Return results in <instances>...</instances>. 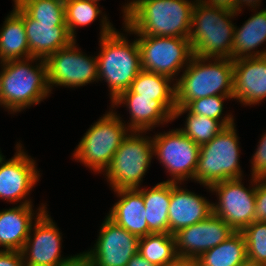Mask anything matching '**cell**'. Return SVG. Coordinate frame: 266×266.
I'll return each mask as SVG.
<instances>
[{
	"instance_id": "6da1fadb",
	"label": "cell",
	"mask_w": 266,
	"mask_h": 266,
	"mask_svg": "<svg viewBox=\"0 0 266 266\" xmlns=\"http://www.w3.org/2000/svg\"><path fill=\"white\" fill-rule=\"evenodd\" d=\"M196 0H131L123 6V28L135 35L189 38Z\"/></svg>"
},
{
	"instance_id": "7a4b0ae2",
	"label": "cell",
	"mask_w": 266,
	"mask_h": 266,
	"mask_svg": "<svg viewBox=\"0 0 266 266\" xmlns=\"http://www.w3.org/2000/svg\"><path fill=\"white\" fill-rule=\"evenodd\" d=\"M97 54L98 81L104 80L112 102L128 90L141 69L137 39L129 42L124 33L113 27L106 14L102 15Z\"/></svg>"
},
{
	"instance_id": "3957f363",
	"label": "cell",
	"mask_w": 266,
	"mask_h": 266,
	"mask_svg": "<svg viewBox=\"0 0 266 266\" xmlns=\"http://www.w3.org/2000/svg\"><path fill=\"white\" fill-rule=\"evenodd\" d=\"M2 77L0 106L11 114L39 104L52 93L45 59L39 57L2 62Z\"/></svg>"
},
{
	"instance_id": "277c9868",
	"label": "cell",
	"mask_w": 266,
	"mask_h": 266,
	"mask_svg": "<svg viewBox=\"0 0 266 266\" xmlns=\"http://www.w3.org/2000/svg\"><path fill=\"white\" fill-rule=\"evenodd\" d=\"M238 12L204 4L196 0L190 25L189 41L193 55L201 58H231Z\"/></svg>"
},
{
	"instance_id": "5b68a950",
	"label": "cell",
	"mask_w": 266,
	"mask_h": 266,
	"mask_svg": "<svg viewBox=\"0 0 266 266\" xmlns=\"http://www.w3.org/2000/svg\"><path fill=\"white\" fill-rule=\"evenodd\" d=\"M175 82L176 107L214 95L233 96V60L193 55Z\"/></svg>"
},
{
	"instance_id": "8992f818",
	"label": "cell",
	"mask_w": 266,
	"mask_h": 266,
	"mask_svg": "<svg viewBox=\"0 0 266 266\" xmlns=\"http://www.w3.org/2000/svg\"><path fill=\"white\" fill-rule=\"evenodd\" d=\"M236 125L223 129L210 142L200 146L194 182L210 187L218 182L243 178L240 142Z\"/></svg>"
},
{
	"instance_id": "52a82bcc",
	"label": "cell",
	"mask_w": 266,
	"mask_h": 266,
	"mask_svg": "<svg viewBox=\"0 0 266 266\" xmlns=\"http://www.w3.org/2000/svg\"><path fill=\"white\" fill-rule=\"evenodd\" d=\"M110 109L91 125L73 152V159L90 168L91 172H104L122 141L131 132L120 114Z\"/></svg>"
},
{
	"instance_id": "ba28073f",
	"label": "cell",
	"mask_w": 266,
	"mask_h": 266,
	"mask_svg": "<svg viewBox=\"0 0 266 266\" xmlns=\"http://www.w3.org/2000/svg\"><path fill=\"white\" fill-rule=\"evenodd\" d=\"M145 133L131 131L103 172L113 191L140 188L154 156L152 137Z\"/></svg>"
},
{
	"instance_id": "9c48e42d",
	"label": "cell",
	"mask_w": 266,
	"mask_h": 266,
	"mask_svg": "<svg viewBox=\"0 0 266 266\" xmlns=\"http://www.w3.org/2000/svg\"><path fill=\"white\" fill-rule=\"evenodd\" d=\"M135 39L140 50L141 69L167 76L174 83L193 56L188 38L137 35Z\"/></svg>"
},
{
	"instance_id": "30bf717a",
	"label": "cell",
	"mask_w": 266,
	"mask_h": 266,
	"mask_svg": "<svg viewBox=\"0 0 266 266\" xmlns=\"http://www.w3.org/2000/svg\"><path fill=\"white\" fill-rule=\"evenodd\" d=\"M153 155L157 157L171 179L166 182L194 181L200 146L178 128L152 136Z\"/></svg>"
},
{
	"instance_id": "8fae6325",
	"label": "cell",
	"mask_w": 266,
	"mask_h": 266,
	"mask_svg": "<svg viewBox=\"0 0 266 266\" xmlns=\"http://www.w3.org/2000/svg\"><path fill=\"white\" fill-rule=\"evenodd\" d=\"M251 178L249 181L252 187L249 185V189L244 186L243 178L225 180L206 187L218 199V202H212V213L235 231H242L255 221L256 178Z\"/></svg>"
},
{
	"instance_id": "7c38bea8",
	"label": "cell",
	"mask_w": 266,
	"mask_h": 266,
	"mask_svg": "<svg viewBox=\"0 0 266 266\" xmlns=\"http://www.w3.org/2000/svg\"><path fill=\"white\" fill-rule=\"evenodd\" d=\"M73 40L46 59L47 83L53 86L77 88L98 81L97 56H87Z\"/></svg>"
},
{
	"instance_id": "4fadbf2b",
	"label": "cell",
	"mask_w": 266,
	"mask_h": 266,
	"mask_svg": "<svg viewBox=\"0 0 266 266\" xmlns=\"http://www.w3.org/2000/svg\"><path fill=\"white\" fill-rule=\"evenodd\" d=\"M22 144L17 142L15 155L0 161V200L20 202V205L32 204L28 195L40 179L36 160L24 152ZM27 196V197H26Z\"/></svg>"
},
{
	"instance_id": "5bb4252c",
	"label": "cell",
	"mask_w": 266,
	"mask_h": 266,
	"mask_svg": "<svg viewBox=\"0 0 266 266\" xmlns=\"http://www.w3.org/2000/svg\"><path fill=\"white\" fill-rule=\"evenodd\" d=\"M139 237L129 233L107 215L94 247L86 252L94 266H126L138 253Z\"/></svg>"
},
{
	"instance_id": "9a60e30c",
	"label": "cell",
	"mask_w": 266,
	"mask_h": 266,
	"mask_svg": "<svg viewBox=\"0 0 266 266\" xmlns=\"http://www.w3.org/2000/svg\"><path fill=\"white\" fill-rule=\"evenodd\" d=\"M48 213L36 219L21 250L25 266H56L68 258L61 257L62 233Z\"/></svg>"
},
{
	"instance_id": "2e32d148",
	"label": "cell",
	"mask_w": 266,
	"mask_h": 266,
	"mask_svg": "<svg viewBox=\"0 0 266 266\" xmlns=\"http://www.w3.org/2000/svg\"><path fill=\"white\" fill-rule=\"evenodd\" d=\"M234 232L235 230L222 218L212 213L203 221L182 228L173 234L177 255L198 259Z\"/></svg>"
},
{
	"instance_id": "e0dca14e",
	"label": "cell",
	"mask_w": 266,
	"mask_h": 266,
	"mask_svg": "<svg viewBox=\"0 0 266 266\" xmlns=\"http://www.w3.org/2000/svg\"><path fill=\"white\" fill-rule=\"evenodd\" d=\"M233 99L244 106L266 99V56L233 60Z\"/></svg>"
},
{
	"instance_id": "ac0fdd59",
	"label": "cell",
	"mask_w": 266,
	"mask_h": 266,
	"mask_svg": "<svg viewBox=\"0 0 266 266\" xmlns=\"http://www.w3.org/2000/svg\"><path fill=\"white\" fill-rule=\"evenodd\" d=\"M125 105L130 114L126 125L131 131L148 132L159 125H165L173 120V114L158 100L138 97L129 89L122 92L111 102V108Z\"/></svg>"
},
{
	"instance_id": "d6986e66",
	"label": "cell",
	"mask_w": 266,
	"mask_h": 266,
	"mask_svg": "<svg viewBox=\"0 0 266 266\" xmlns=\"http://www.w3.org/2000/svg\"><path fill=\"white\" fill-rule=\"evenodd\" d=\"M212 214V202L202 195L182 188L179 183L171 182L169 204V233L196 224Z\"/></svg>"
},
{
	"instance_id": "ffe728a7",
	"label": "cell",
	"mask_w": 266,
	"mask_h": 266,
	"mask_svg": "<svg viewBox=\"0 0 266 266\" xmlns=\"http://www.w3.org/2000/svg\"><path fill=\"white\" fill-rule=\"evenodd\" d=\"M39 206L41 207L36 210L37 212L33 210V204H19L0 211V247H3L0 250H22L34 223L33 221H36L47 209L45 204Z\"/></svg>"
},
{
	"instance_id": "44dd1931",
	"label": "cell",
	"mask_w": 266,
	"mask_h": 266,
	"mask_svg": "<svg viewBox=\"0 0 266 266\" xmlns=\"http://www.w3.org/2000/svg\"><path fill=\"white\" fill-rule=\"evenodd\" d=\"M23 23L31 57L46 59L74 40L69 34L67 26H54V23L38 22L24 10Z\"/></svg>"
},
{
	"instance_id": "7402d4cb",
	"label": "cell",
	"mask_w": 266,
	"mask_h": 266,
	"mask_svg": "<svg viewBox=\"0 0 266 266\" xmlns=\"http://www.w3.org/2000/svg\"><path fill=\"white\" fill-rule=\"evenodd\" d=\"M114 192L119 200L107 216L139 238L149 235L143 195L137 189H119Z\"/></svg>"
},
{
	"instance_id": "603a6c76",
	"label": "cell",
	"mask_w": 266,
	"mask_h": 266,
	"mask_svg": "<svg viewBox=\"0 0 266 266\" xmlns=\"http://www.w3.org/2000/svg\"><path fill=\"white\" fill-rule=\"evenodd\" d=\"M266 41V8L250 16L240 28L235 26L232 60L266 56V49L257 50Z\"/></svg>"
},
{
	"instance_id": "cb8c5ba5",
	"label": "cell",
	"mask_w": 266,
	"mask_h": 266,
	"mask_svg": "<svg viewBox=\"0 0 266 266\" xmlns=\"http://www.w3.org/2000/svg\"><path fill=\"white\" fill-rule=\"evenodd\" d=\"M13 7L0 30V63L31 57L23 23V9L15 1Z\"/></svg>"
},
{
	"instance_id": "d4e9b609",
	"label": "cell",
	"mask_w": 266,
	"mask_h": 266,
	"mask_svg": "<svg viewBox=\"0 0 266 266\" xmlns=\"http://www.w3.org/2000/svg\"><path fill=\"white\" fill-rule=\"evenodd\" d=\"M137 190L143 195L149 234L169 233L171 182L163 181L150 189L141 186Z\"/></svg>"
},
{
	"instance_id": "484cf974",
	"label": "cell",
	"mask_w": 266,
	"mask_h": 266,
	"mask_svg": "<svg viewBox=\"0 0 266 266\" xmlns=\"http://www.w3.org/2000/svg\"><path fill=\"white\" fill-rule=\"evenodd\" d=\"M129 90L138 94V97L160 101L174 114L176 108L175 83L169 77L141 70L132 81Z\"/></svg>"
},
{
	"instance_id": "4316f807",
	"label": "cell",
	"mask_w": 266,
	"mask_h": 266,
	"mask_svg": "<svg viewBox=\"0 0 266 266\" xmlns=\"http://www.w3.org/2000/svg\"><path fill=\"white\" fill-rule=\"evenodd\" d=\"M199 266H240L247 259L246 242L241 231H235L219 245L203 253Z\"/></svg>"
},
{
	"instance_id": "83f0119b",
	"label": "cell",
	"mask_w": 266,
	"mask_h": 266,
	"mask_svg": "<svg viewBox=\"0 0 266 266\" xmlns=\"http://www.w3.org/2000/svg\"><path fill=\"white\" fill-rule=\"evenodd\" d=\"M184 113H187L185 127L178 129L199 146L210 142L226 128L220 121L203 115L191 114L184 107L175 108L173 120Z\"/></svg>"
},
{
	"instance_id": "f1b7e54d",
	"label": "cell",
	"mask_w": 266,
	"mask_h": 266,
	"mask_svg": "<svg viewBox=\"0 0 266 266\" xmlns=\"http://www.w3.org/2000/svg\"><path fill=\"white\" fill-rule=\"evenodd\" d=\"M138 253L157 266H162L178 256L174 236L170 233H152L140 237Z\"/></svg>"
},
{
	"instance_id": "f546056e",
	"label": "cell",
	"mask_w": 266,
	"mask_h": 266,
	"mask_svg": "<svg viewBox=\"0 0 266 266\" xmlns=\"http://www.w3.org/2000/svg\"><path fill=\"white\" fill-rule=\"evenodd\" d=\"M32 19L38 22L67 26L65 2L62 0H14Z\"/></svg>"
},
{
	"instance_id": "4dcf8cb0",
	"label": "cell",
	"mask_w": 266,
	"mask_h": 266,
	"mask_svg": "<svg viewBox=\"0 0 266 266\" xmlns=\"http://www.w3.org/2000/svg\"><path fill=\"white\" fill-rule=\"evenodd\" d=\"M98 4L91 0L65 1V22L74 40H76V28L87 26L102 15Z\"/></svg>"
},
{
	"instance_id": "1f68e13d",
	"label": "cell",
	"mask_w": 266,
	"mask_h": 266,
	"mask_svg": "<svg viewBox=\"0 0 266 266\" xmlns=\"http://www.w3.org/2000/svg\"><path fill=\"white\" fill-rule=\"evenodd\" d=\"M233 96L214 95L195 99L184 108L191 114L203 115L220 121L225 127L234 125V117L231 113L223 116L224 101L232 99Z\"/></svg>"
},
{
	"instance_id": "d6a6232c",
	"label": "cell",
	"mask_w": 266,
	"mask_h": 266,
	"mask_svg": "<svg viewBox=\"0 0 266 266\" xmlns=\"http://www.w3.org/2000/svg\"><path fill=\"white\" fill-rule=\"evenodd\" d=\"M241 233L245 238L248 261L266 266V222L253 221Z\"/></svg>"
},
{
	"instance_id": "836d02e7",
	"label": "cell",
	"mask_w": 266,
	"mask_h": 266,
	"mask_svg": "<svg viewBox=\"0 0 266 266\" xmlns=\"http://www.w3.org/2000/svg\"><path fill=\"white\" fill-rule=\"evenodd\" d=\"M251 175L255 178H266V132L263 133L252 156Z\"/></svg>"
},
{
	"instance_id": "e575fe53",
	"label": "cell",
	"mask_w": 266,
	"mask_h": 266,
	"mask_svg": "<svg viewBox=\"0 0 266 266\" xmlns=\"http://www.w3.org/2000/svg\"><path fill=\"white\" fill-rule=\"evenodd\" d=\"M255 221L266 222V178H256Z\"/></svg>"
},
{
	"instance_id": "d590c367",
	"label": "cell",
	"mask_w": 266,
	"mask_h": 266,
	"mask_svg": "<svg viewBox=\"0 0 266 266\" xmlns=\"http://www.w3.org/2000/svg\"><path fill=\"white\" fill-rule=\"evenodd\" d=\"M0 266H25L21 251L0 250Z\"/></svg>"
},
{
	"instance_id": "8d00e7d4",
	"label": "cell",
	"mask_w": 266,
	"mask_h": 266,
	"mask_svg": "<svg viewBox=\"0 0 266 266\" xmlns=\"http://www.w3.org/2000/svg\"><path fill=\"white\" fill-rule=\"evenodd\" d=\"M56 266H94V264L90 255L84 251L77 255L68 256L66 260Z\"/></svg>"
},
{
	"instance_id": "74e56055",
	"label": "cell",
	"mask_w": 266,
	"mask_h": 266,
	"mask_svg": "<svg viewBox=\"0 0 266 266\" xmlns=\"http://www.w3.org/2000/svg\"><path fill=\"white\" fill-rule=\"evenodd\" d=\"M200 2L214 7H221L237 12V0H199Z\"/></svg>"
},
{
	"instance_id": "f35d334b",
	"label": "cell",
	"mask_w": 266,
	"mask_h": 266,
	"mask_svg": "<svg viewBox=\"0 0 266 266\" xmlns=\"http://www.w3.org/2000/svg\"><path fill=\"white\" fill-rule=\"evenodd\" d=\"M162 266H199V262L196 258L177 256L174 260L165 263Z\"/></svg>"
},
{
	"instance_id": "ab89813d",
	"label": "cell",
	"mask_w": 266,
	"mask_h": 266,
	"mask_svg": "<svg viewBox=\"0 0 266 266\" xmlns=\"http://www.w3.org/2000/svg\"><path fill=\"white\" fill-rule=\"evenodd\" d=\"M126 266H157V265L149 262L139 253H137L129 260Z\"/></svg>"
},
{
	"instance_id": "60d3db41",
	"label": "cell",
	"mask_w": 266,
	"mask_h": 266,
	"mask_svg": "<svg viewBox=\"0 0 266 266\" xmlns=\"http://www.w3.org/2000/svg\"><path fill=\"white\" fill-rule=\"evenodd\" d=\"M261 0H237V12L241 14V11L243 6H248L252 8L253 11H255L257 8L260 7Z\"/></svg>"
},
{
	"instance_id": "b9f144b4",
	"label": "cell",
	"mask_w": 266,
	"mask_h": 266,
	"mask_svg": "<svg viewBox=\"0 0 266 266\" xmlns=\"http://www.w3.org/2000/svg\"><path fill=\"white\" fill-rule=\"evenodd\" d=\"M1 71H0V98H1V93L3 90V77H2V63H0Z\"/></svg>"
},
{
	"instance_id": "7bdbcfd3",
	"label": "cell",
	"mask_w": 266,
	"mask_h": 266,
	"mask_svg": "<svg viewBox=\"0 0 266 266\" xmlns=\"http://www.w3.org/2000/svg\"><path fill=\"white\" fill-rule=\"evenodd\" d=\"M240 266H262V265L247 260L245 263L241 264Z\"/></svg>"
},
{
	"instance_id": "ee69618b",
	"label": "cell",
	"mask_w": 266,
	"mask_h": 266,
	"mask_svg": "<svg viewBox=\"0 0 266 266\" xmlns=\"http://www.w3.org/2000/svg\"><path fill=\"white\" fill-rule=\"evenodd\" d=\"M5 156L2 155L1 150H0V161L4 158Z\"/></svg>"
},
{
	"instance_id": "f6af8a7d",
	"label": "cell",
	"mask_w": 266,
	"mask_h": 266,
	"mask_svg": "<svg viewBox=\"0 0 266 266\" xmlns=\"http://www.w3.org/2000/svg\"><path fill=\"white\" fill-rule=\"evenodd\" d=\"M91 1L98 3L100 0H91Z\"/></svg>"
}]
</instances>
